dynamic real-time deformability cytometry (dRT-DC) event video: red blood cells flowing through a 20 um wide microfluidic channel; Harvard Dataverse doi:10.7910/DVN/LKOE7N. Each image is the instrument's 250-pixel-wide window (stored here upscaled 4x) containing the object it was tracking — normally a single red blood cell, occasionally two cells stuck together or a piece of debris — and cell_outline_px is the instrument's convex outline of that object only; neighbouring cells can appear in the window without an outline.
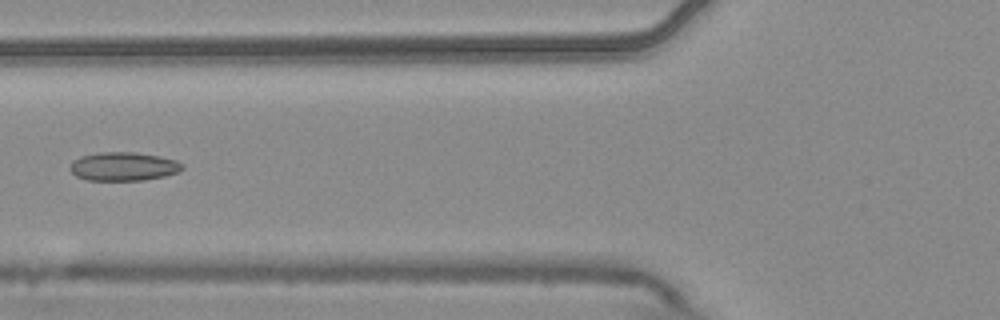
{"species": "common noctule bat (a hibernating species)", "species_latin": "Nyctalus noctula", "temperature_condition": "warm", "stored_images_in_passage": 7, "camera_frame_rate_fps": 3000, "um_per_image_px": 0.085, "animal": {"sex": "male", "body_mass_g": 20.4}, "frame": {"image": 1, "passage_image": 7, "time_ms": 2.0, "image_size_px": [1000, 320], "cell_outline_px": [[184, 168], [180, 172], [164, 176], [144, 180], [88, 180], [76, 176], [68, 168], [72, 160], [80, 156], [100, 152], [136, 152], [160, 156], [176, 160], [184, 164]], "centroid_in_image_um": [10.5, 14.14], "position_along_channel_um": 115.3, "area_um2": 18.96}}